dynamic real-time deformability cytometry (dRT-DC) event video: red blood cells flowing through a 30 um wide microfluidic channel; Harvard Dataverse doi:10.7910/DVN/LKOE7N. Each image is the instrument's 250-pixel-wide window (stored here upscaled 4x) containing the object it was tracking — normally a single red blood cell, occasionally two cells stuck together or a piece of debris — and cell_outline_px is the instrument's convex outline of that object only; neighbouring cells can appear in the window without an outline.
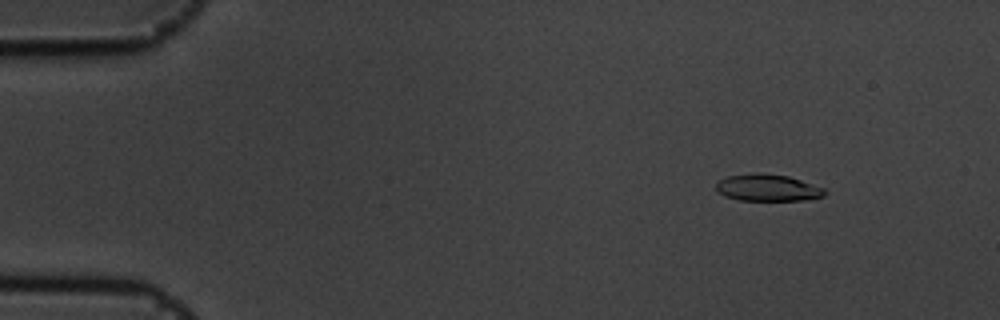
{"species": "common noctule bat (a hibernating species)", "species_latin": "Nyctalus noctula", "temperature_condition": "cold", "stored_images_in_passage": 57, "camera_frame_rate_fps": 3000, "um_per_image_px": 0.085, "animal": {"sex": "male", "body_mass_g": 19.5, "forearm_length_mm": 54.6}, "frame": {"image": 1, "passage_image": 7, "time_ms": 2.0, "image_size_px": [1000, 320], "cell_outline_px": [[828, 192], [824, 196], [800, 200], [740, 200], [724, 196], [716, 188], [716, 184], [720, 180], [728, 176], [756, 172], [760, 172], [788, 176], [824, 188]], "centroid_in_image_um": [65.25, 15.95], "position_along_channel_um": 19.7, "area_um2": 16.88}}
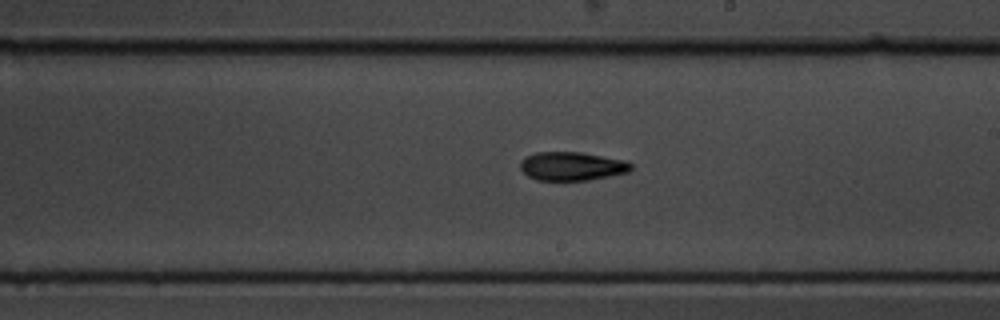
{"frame": {"image": 2, "passage_image": 33, "time_ms": 10.667, "image_size_px": [1000, 320], "cell_outline_px": [[632, 168], [628, 172], [588, 180], [536, 180], [528, 176], [520, 168], [520, 160], [536, 152], [580, 152], [624, 160], [632, 164]], "centroid_in_image_um": [48.59, 14.12], "position_along_channel_um": 240.4, "area_um2": 18.32}}
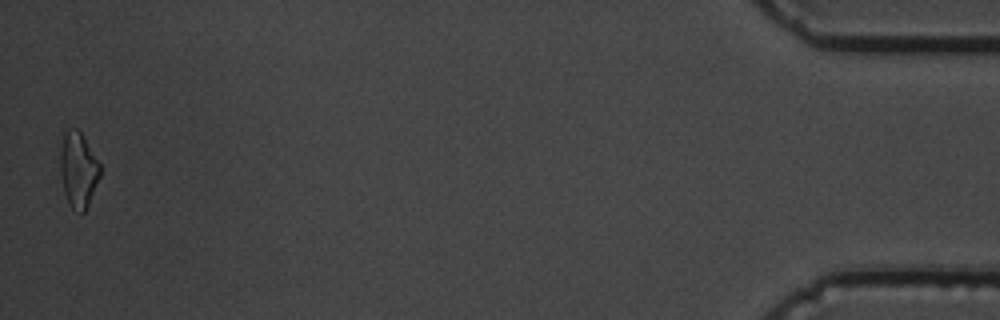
{"frame": {"image": 3, "passage_image": 56, "time_ms": 18.333, "image_size_px": [1000, 320], "cell_outline_px": [[100, 176], [88, 204], [84, 212], [80, 212], [72, 208], [68, 204], [64, 192], [60, 172], [60, 152], [64, 132], [68, 128], [76, 128], [80, 132], [100, 164]], "centroid_in_image_um": [6.63, 14.43], "position_along_channel_um": 428.6, "area_um2": 17.28}, "authors_computed_cell_mechanics": {"area_um2": 17.7446, "velocity_mm_per_s": 3.6047, "shape_relaxation_time_tau1_ms": 3.533, "shape_relaxation_time_tau2_ms": 5.9653, "deformation_change_tau1": 0.1443, "deformation_change_tau2": 0.1236}}